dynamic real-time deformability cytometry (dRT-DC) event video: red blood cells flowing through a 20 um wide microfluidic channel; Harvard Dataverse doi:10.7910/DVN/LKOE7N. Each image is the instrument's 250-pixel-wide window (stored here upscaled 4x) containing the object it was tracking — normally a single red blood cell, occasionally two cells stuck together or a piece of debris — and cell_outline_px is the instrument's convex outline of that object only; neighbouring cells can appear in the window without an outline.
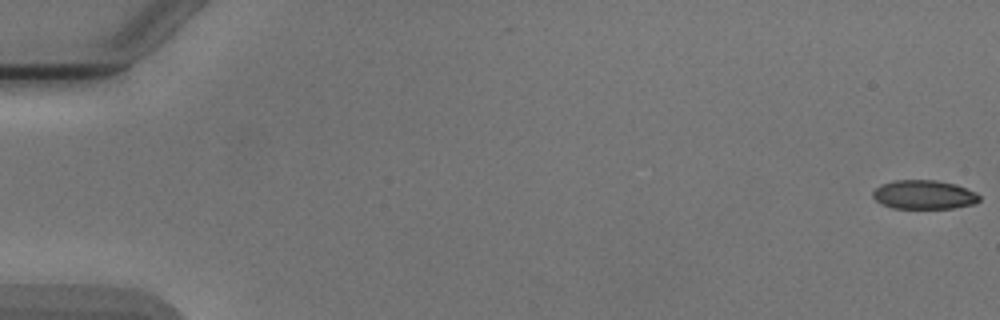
{"species": "Egyptian fruit bat (a non-hibernating species)", "species_latin": "Rousettus aegyptiacus", "temperature_condition": "cold", "stored_images_in_passage": 7, "camera_frame_rate_fps": 3000, "um_per_image_px": 0.085, "animal": {"sex": "male"}, "frame": {"image": 1, "passage_image": 1, "time_ms": 0.0, "image_size_px": [1000, 320], "cell_outline_px": [[980, 200], [976, 204], [952, 208], [892, 208], [880, 204], [872, 196], [872, 192], [880, 184], [892, 180], [936, 180], [956, 184], [976, 192], [980, 196]], "centroid_in_image_um": [78.53, 16.54], "position_along_channel_um": 6.5, "area_um2": 18.21}}